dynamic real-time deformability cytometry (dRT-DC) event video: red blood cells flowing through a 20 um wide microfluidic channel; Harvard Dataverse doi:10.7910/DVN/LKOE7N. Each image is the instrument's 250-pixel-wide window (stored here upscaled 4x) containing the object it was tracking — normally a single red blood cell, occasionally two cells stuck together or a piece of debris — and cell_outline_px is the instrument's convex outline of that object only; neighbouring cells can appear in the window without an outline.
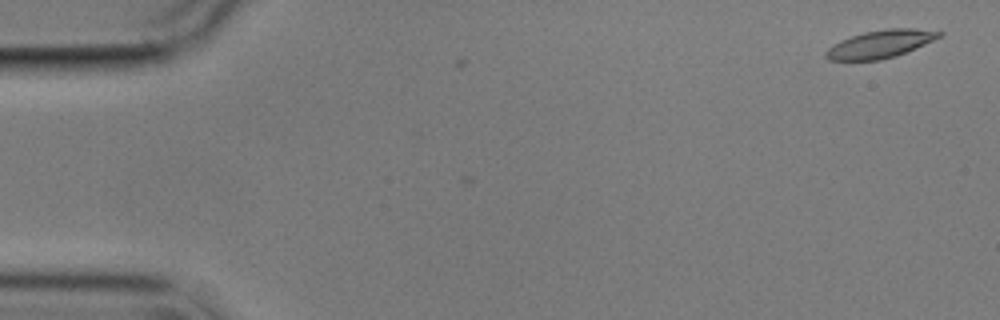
{"species": "common noctule bat (a hibernating species)", "species_latin": "Nyctalus noctula", "temperature_condition": "cold", "stored_images_in_passage": 2, "camera_frame_rate_fps": 3000, "um_per_image_px": 0.085, "animal": {"sex": "male", "body_mass_g": 17.9}, "frame": {"image": 1, "passage_image": 2, "time_ms": 0.333, "image_size_px": [1000, 320], "cell_outline_px": [[944, 32], [940, 36], [924, 44], [896, 56], [880, 60], [828, 60], [824, 56], [824, 52], [828, 48], [840, 40], [864, 32], [888, 28], [916, 28]], "centroid_in_image_um": [74.79, 3.74], "position_along_channel_um": 10.2, "area_um2": 18.21}}